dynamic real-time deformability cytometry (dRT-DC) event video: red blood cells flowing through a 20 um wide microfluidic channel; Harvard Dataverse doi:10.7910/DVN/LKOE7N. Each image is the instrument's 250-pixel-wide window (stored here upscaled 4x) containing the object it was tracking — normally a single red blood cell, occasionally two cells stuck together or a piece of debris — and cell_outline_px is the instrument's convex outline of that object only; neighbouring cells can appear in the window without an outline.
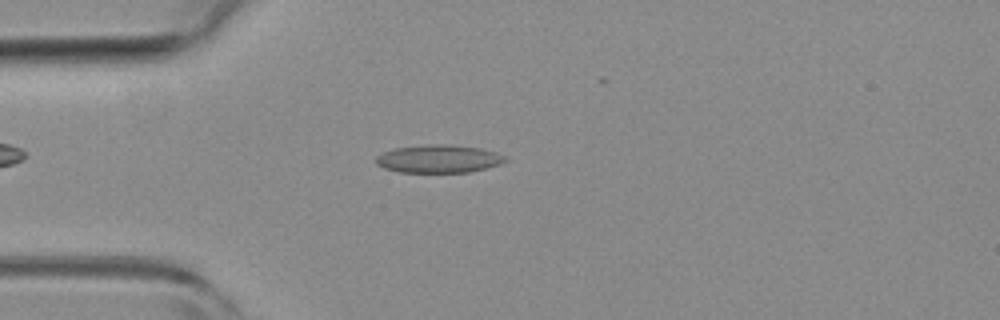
{"species": "common noctule bat (a hibernating species)", "species_latin": "Nyctalus noctula", "temperature_condition": "room temperature", "stored_images_in_passage": 4, "camera_frame_rate_fps": 3000, "um_per_image_px": 0.085, "animal": {"sex": "female", "body_mass_g": 19.3, "forearm_length_mm": 54.1}, "frame": {"image": 1, "passage_image": 4, "time_ms": 1.0, "image_size_px": [1000, 320], "cell_outline_px": [[508, 160], [500, 164], [468, 172], [400, 172], [384, 168], [376, 164], [376, 156], [384, 152], [396, 148], [428, 144], [444, 144], [480, 148], [496, 152], [504, 156]], "centroid_in_image_um": [37.28, 13.5], "position_along_channel_um": 47.7, "area_um2": 20.87}}